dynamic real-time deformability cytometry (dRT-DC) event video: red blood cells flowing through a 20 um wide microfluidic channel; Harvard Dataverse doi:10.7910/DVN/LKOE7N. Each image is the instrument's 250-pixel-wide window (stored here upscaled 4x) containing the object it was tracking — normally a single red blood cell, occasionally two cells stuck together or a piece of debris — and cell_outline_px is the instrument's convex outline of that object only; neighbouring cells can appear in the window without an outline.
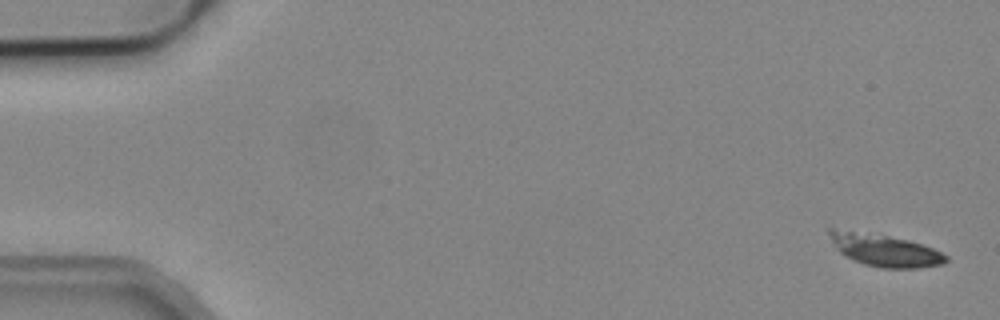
{"species": "common noctule bat (a hibernating species)", "species_latin": "Nyctalus noctula", "temperature_condition": "cold", "stored_images_in_passage": 5, "camera_frame_rate_fps": 3000, "um_per_image_px": 0.085, "animal": {"sex": "male", "body_mass_g": 19.2, "forearm_length_mm": 51.8}, "frame": {"image": 1, "passage_image": 1, "time_ms": 0.0, "image_size_px": [1000, 320], "cell_outline_px": [[948, 260], [944, 264], [916, 268], [880, 268], [864, 264], [840, 252], [832, 240], [828, 232], [828, 228], [832, 228], [888, 236], [908, 240], [932, 248], [948, 256]], "centroid_in_image_um": [75.24, 21.28], "position_along_channel_um": 9.8, "area_um2": 21.33}}